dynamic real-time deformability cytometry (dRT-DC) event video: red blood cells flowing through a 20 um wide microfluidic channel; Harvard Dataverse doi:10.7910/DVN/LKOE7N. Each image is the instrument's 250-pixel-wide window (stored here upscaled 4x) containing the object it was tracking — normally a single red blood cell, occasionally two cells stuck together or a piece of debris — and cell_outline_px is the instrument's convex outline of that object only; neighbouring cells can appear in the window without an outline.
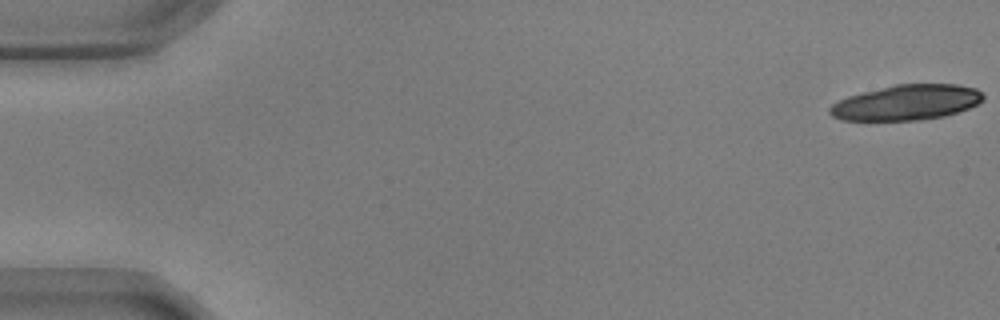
{"species": "common noctule bat (a hibernating species)", "species_latin": "Nyctalus noctula", "temperature_condition": "warm", "stored_images_in_passage": 42, "camera_frame_rate_fps": 3000, "um_per_image_px": 0.085, "animal": {"sex": "male", "body_mass_g": 17.9, "forearm_length_mm": 54.2}, "frame": {"image": 1, "passage_image": 1, "time_ms": 0.0, "image_size_px": [1000, 320], "cell_outline_px": [[984, 100], [968, 108], [944, 116], [920, 120], [840, 120], [832, 116], [828, 112], [828, 108], [832, 104], [848, 96], [896, 84], [956, 84], [976, 88], [984, 96]], "centroid_in_image_um": [77.05, 8.71], "position_along_channel_um": 8.0, "area_um2": 31.39}}